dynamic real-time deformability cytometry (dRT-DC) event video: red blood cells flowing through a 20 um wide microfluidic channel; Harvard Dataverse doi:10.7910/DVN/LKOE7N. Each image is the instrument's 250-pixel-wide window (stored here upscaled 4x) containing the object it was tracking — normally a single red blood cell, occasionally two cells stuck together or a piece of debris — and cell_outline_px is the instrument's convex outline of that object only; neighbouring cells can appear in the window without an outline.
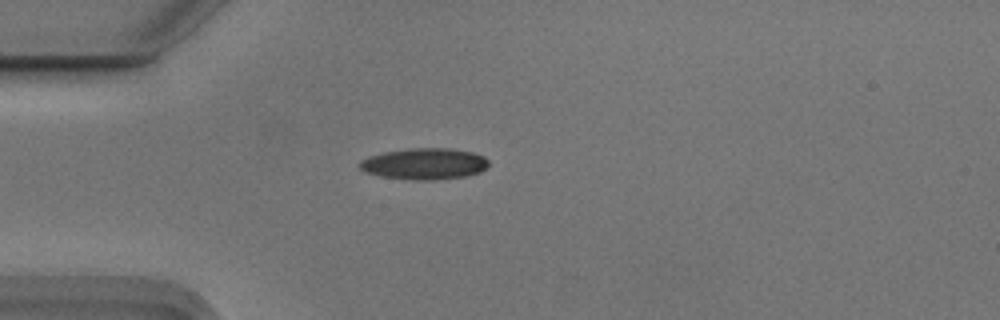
{"species": "Egyptian fruit bat (a non-hibernating species)", "species_latin": "Rousettus aegyptiacus", "temperature_condition": "cold", "stored_images_in_passage": 8, "camera_frame_rate_fps": 3000, "um_per_image_px": 0.085, "animal": {"sex": "male"}, "frame": {"image": 1, "passage_image": 3, "time_ms": 0.667, "image_size_px": [1000, 320], "cell_outline_px": [[488, 168], [480, 172], [468, 176], [432, 180], [412, 180], [380, 176], [368, 172], [360, 168], [360, 160], [368, 156], [384, 152], [408, 148], [452, 148], [472, 152], [484, 156], [488, 160]], "centroid_in_image_um": [36.11, 13.92], "position_along_channel_um": 48.9, "area_um2": 23.7}}